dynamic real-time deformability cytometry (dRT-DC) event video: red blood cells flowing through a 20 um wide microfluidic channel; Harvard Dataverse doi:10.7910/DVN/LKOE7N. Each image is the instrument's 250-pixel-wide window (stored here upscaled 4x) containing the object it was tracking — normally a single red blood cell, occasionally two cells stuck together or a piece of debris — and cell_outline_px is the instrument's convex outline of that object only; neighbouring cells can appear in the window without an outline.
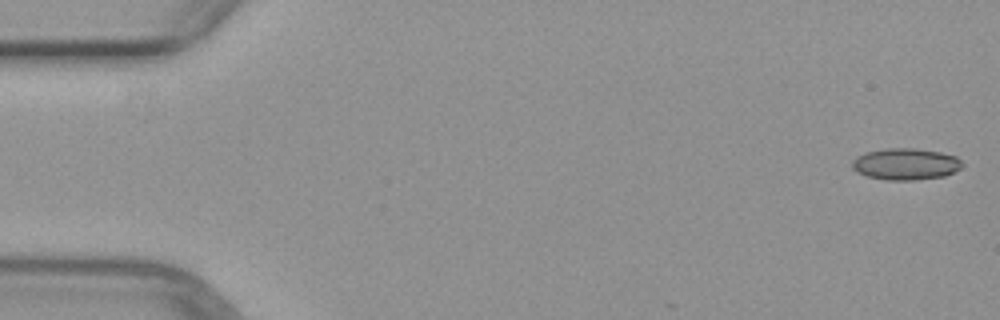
{"species": "common noctule bat (a hibernating species)", "species_latin": "Nyctalus noctula", "temperature_condition": "warm", "stored_images_in_passage": 5, "camera_frame_rate_fps": 3000, "um_per_image_px": 0.085, "animal": {"sex": "female", "body_mass_g": 29.2, "forearm_length_mm": 56.3}, "frame": {"image": 1, "passage_image": 1, "time_ms": 0.0, "image_size_px": [1000, 320], "cell_outline_px": [[964, 164], [960, 168], [944, 176], [916, 180], [888, 180], [868, 176], [856, 172], [852, 168], [852, 160], [856, 156], [868, 152], [888, 148], [916, 148], [940, 152], [956, 156]], "centroid_in_image_um": [76.98, 13.94], "position_along_channel_um": 8.0, "area_um2": 20.23}}
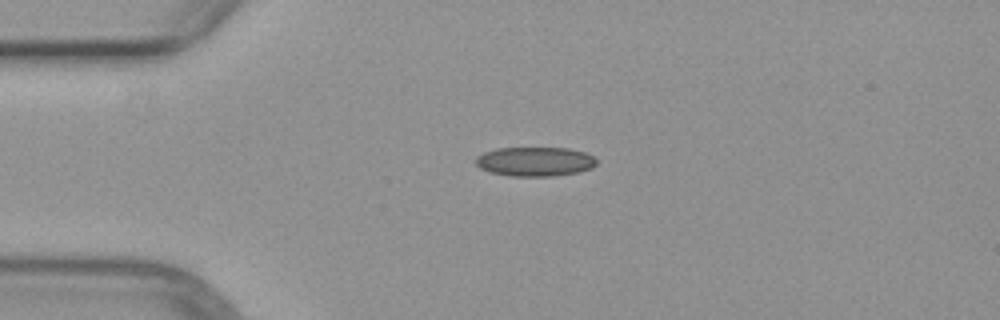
{"frame": {"image": 2, "passage_image": 4, "time_ms": 3.667, "image_size_px": [1000, 320], "cell_outline_px": [[596, 164], [592, 168], [580, 172], [552, 176], [508, 176], [488, 172], [480, 168], [476, 164], [476, 156], [484, 152], [496, 148], [568, 148], [584, 152], [592, 156], [596, 160]], "centroid_in_image_um": [45.45, 13.74], "position_along_channel_um": 39.6, "area_um2": 20.75}}